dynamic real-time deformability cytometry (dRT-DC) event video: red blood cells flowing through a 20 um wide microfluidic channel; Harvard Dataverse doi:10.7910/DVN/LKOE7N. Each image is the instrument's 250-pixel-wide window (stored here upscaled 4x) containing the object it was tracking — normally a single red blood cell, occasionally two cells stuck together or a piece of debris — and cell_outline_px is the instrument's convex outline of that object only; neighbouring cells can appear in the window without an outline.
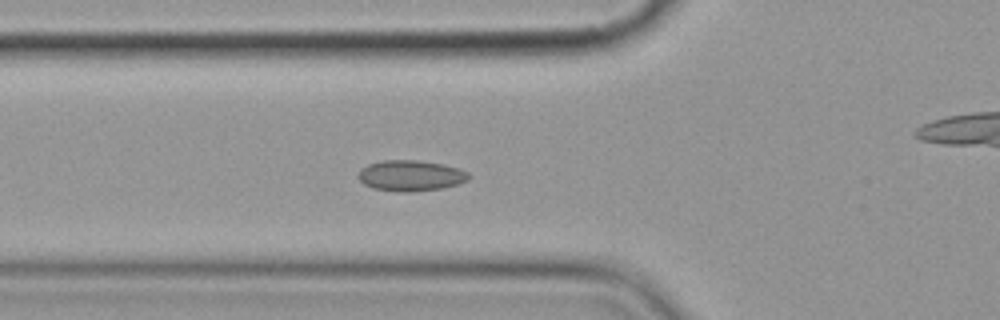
{"species": "common noctule bat (a hibernating species)", "species_latin": "Nyctalus noctula", "temperature_condition": "cold", "stored_images_in_passage": 5, "camera_frame_rate_fps": 3000, "um_per_image_px": 0.085, "animal": {"sex": "female", "body_mass_g": 19.9}, "frame": {"image": 1, "passage_image": 5, "time_ms": 4.667, "image_size_px": [1000, 320], "cell_outline_px": [[468, 180], [456, 184], [440, 188], [408, 192], [396, 192], [372, 188], [364, 184], [356, 176], [360, 168], [368, 164], [384, 160], [416, 160], [444, 164], [460, 168], [468, 172]], "centroid_in_image_um": [34.86, 14.92], "position_along_channel_um": 90.9, "area_um2": 19.88}}